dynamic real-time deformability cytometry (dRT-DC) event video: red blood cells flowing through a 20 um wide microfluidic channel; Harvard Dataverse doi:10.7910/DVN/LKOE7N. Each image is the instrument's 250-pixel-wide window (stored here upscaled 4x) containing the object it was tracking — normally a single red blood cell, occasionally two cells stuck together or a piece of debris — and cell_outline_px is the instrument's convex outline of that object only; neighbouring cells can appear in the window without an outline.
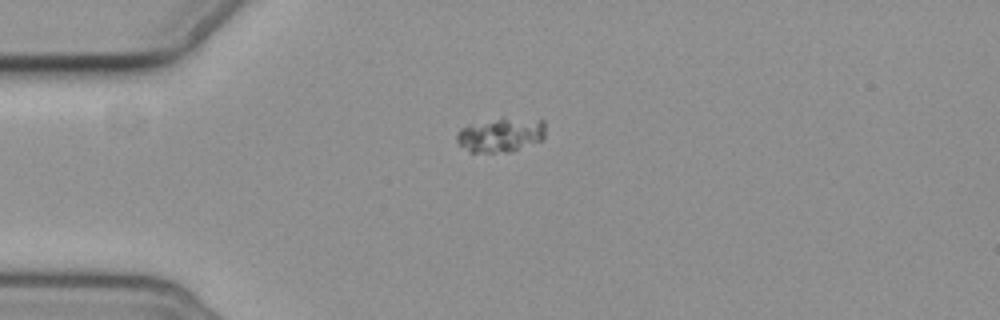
{"species": "common noctule bat (a hibernating species)", "species_latin": "Nyctalus noctula", "temperature_condition": "cold", "stored_images_in_passage": 4, "camera_frame_rate_fps": 3000, "um_per_image_px": 0.085, "animal": {"sex": "female", "body_mass_g": 19.3, "forearm_length_mm": 54.1}, "frame": {"image": 1, "passage_image": 1, "time_ms": 0.0, "image_size_px": [1000, 320], "cell_outline_px": [[544, 140], [512, 152], [468, 152], [456, 140], [456, 136], [460, 128], [468, 124], [500, 116], [544, 120]], "centroid_in_image_um": [42.57, 11.44], "position_along_channel_um": 42.4, "area_um2": 18.38}}
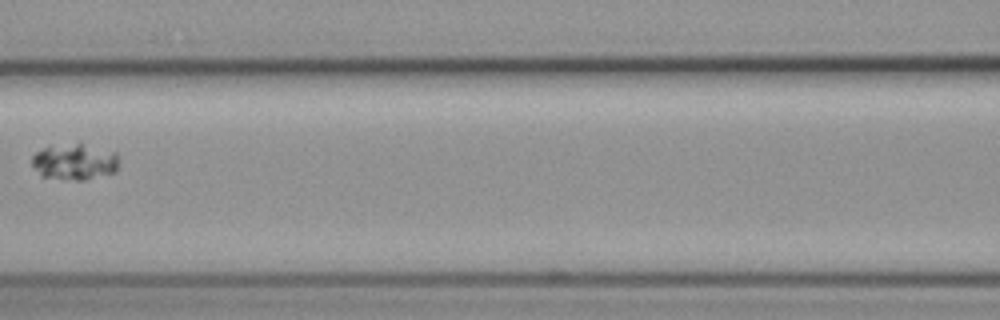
{"frame": {"image": 2, "passage_image": 4, "time_ms": 4.0, "image_size_px": [1000, 320], "cell_outline_px": [[116, 172], [84, 180], [76, 180], [40, 176], [32, 164], [32, 156], [36, 152], [48, 144], [80, 140], [116, 152]], "centroid_in_image_um": [6.31, 13.67], "position_along_channel_um": 160.3, "area_um2": 19.13}}